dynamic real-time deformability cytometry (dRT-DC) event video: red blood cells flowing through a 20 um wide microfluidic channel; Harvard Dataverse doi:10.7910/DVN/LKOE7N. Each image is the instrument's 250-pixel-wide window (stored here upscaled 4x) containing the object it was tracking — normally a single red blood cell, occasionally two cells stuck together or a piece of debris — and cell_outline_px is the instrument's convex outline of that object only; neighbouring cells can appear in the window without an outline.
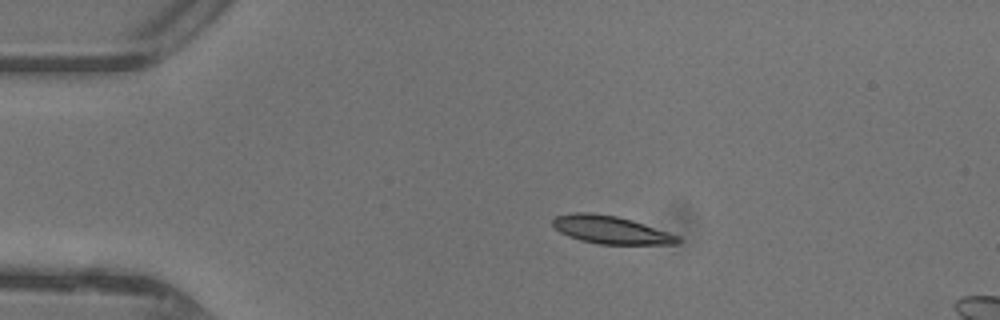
{"species": "common noctule bat (a hibernating species)", "species_latin": "Nyctalus noctula", "temperature_condition": "warm", "stored_images_in_passage": 15, "camera_frame_rate_fps": 3000, "um_per_image_px": 0.085, "animal": {"sex": "female"}, "frame": {"image": 1, "passage_image": 9, "time_ms": 2.667, "image_size_px": [1000, 320], "cell_outline_px": [[684, 240], [680, 244], [600, 244], [580, 240], [568, 236], [560, 232], [552, 224], [552, 220], [556, 216], [572, 212], [592, 212], [616, 216], [632, 220], [680, 236]], "centroid_in_image_um": [51.94, 19.54], "position_along_channel_um": 33.1, "area_um2": 20.4}}